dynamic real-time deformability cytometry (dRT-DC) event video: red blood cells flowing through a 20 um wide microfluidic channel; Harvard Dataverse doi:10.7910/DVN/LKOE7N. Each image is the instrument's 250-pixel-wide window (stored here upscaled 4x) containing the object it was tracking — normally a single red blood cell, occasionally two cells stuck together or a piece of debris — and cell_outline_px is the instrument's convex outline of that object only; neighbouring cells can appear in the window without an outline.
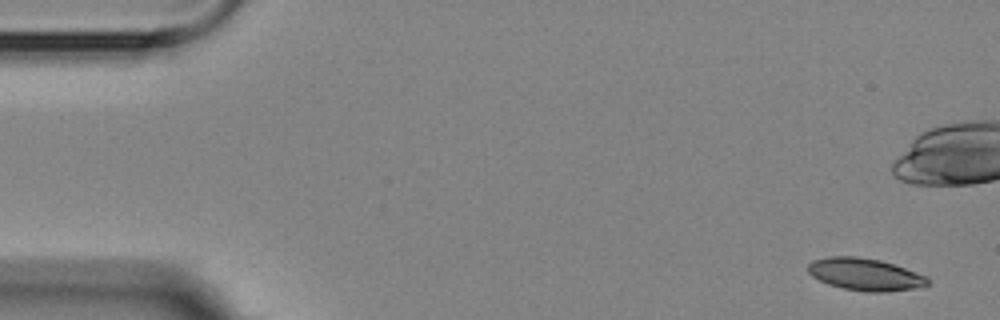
{"species": "Egyptian fruit bat (a non-hibernating species)", "species_latin": "Rousettus aegyptiacus", "temperature_condition": "room temperature", "stored_images_in_passage": 6, "camera_frame_rate_fps": 3000, "um_per_image_px": 0.085, "animal": {"sex": "female"}, "frame": {"image": 1, "passage_image": 1, "time_ms": 0.0, "image_size_px": [1000, 320], "cell_outline_px": [[928, 284], [924, 288], [888, 292], [868, 292], [844, 288], [828, 284], [812, 276], [808, 272], [808, 264], [812, 260], [828, 256], [856, 256], [880, 260], [928, 276]], "centroid_in_image_um": [73.56, 23.33], "position_along_channel_um": 11.4, "area_um2": 22.66}}